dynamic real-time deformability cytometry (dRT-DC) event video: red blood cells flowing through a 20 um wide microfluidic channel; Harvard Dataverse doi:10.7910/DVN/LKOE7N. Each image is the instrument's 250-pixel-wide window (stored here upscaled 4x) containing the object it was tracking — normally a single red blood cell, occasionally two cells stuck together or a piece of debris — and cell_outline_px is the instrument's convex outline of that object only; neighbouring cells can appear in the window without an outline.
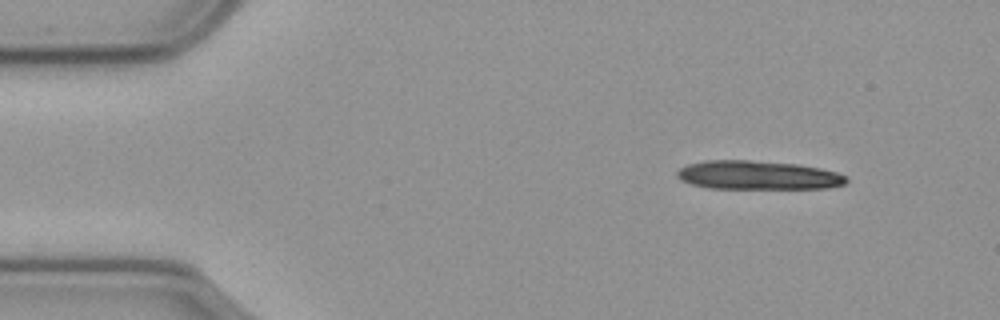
{"species": "common noctule bat (a hibernating species)", "species_latin": "Nyctalus noctula", "temperature_condition": "cold", "stored_images_in_passage": 10, "camera_frame_rate_fps": 3000, "um_per_image_px": 0.085, "animal": {"sex": "male", "body_mass_g": 23.1, "forearm_length_mm": 52.7}, "frame": {"image": 1, "passage_image": 1, "time_ms": 0.0, "image_size_px": [1000, 320], "cell_outline_px": [[848, 180], [844, 184], [828, 188], [708, 188], [692, 184], [680, 180], [676, 176], [676, 172], [680, 168], [688, 164], [708, 160], [748, 160], [796, 164], [820, 168], [836, 172], [848, 176]], "centroid_in_image_um": [64.41, 14.89], "position_along_channel_um": 20.6, "area_um2": 28.32}}